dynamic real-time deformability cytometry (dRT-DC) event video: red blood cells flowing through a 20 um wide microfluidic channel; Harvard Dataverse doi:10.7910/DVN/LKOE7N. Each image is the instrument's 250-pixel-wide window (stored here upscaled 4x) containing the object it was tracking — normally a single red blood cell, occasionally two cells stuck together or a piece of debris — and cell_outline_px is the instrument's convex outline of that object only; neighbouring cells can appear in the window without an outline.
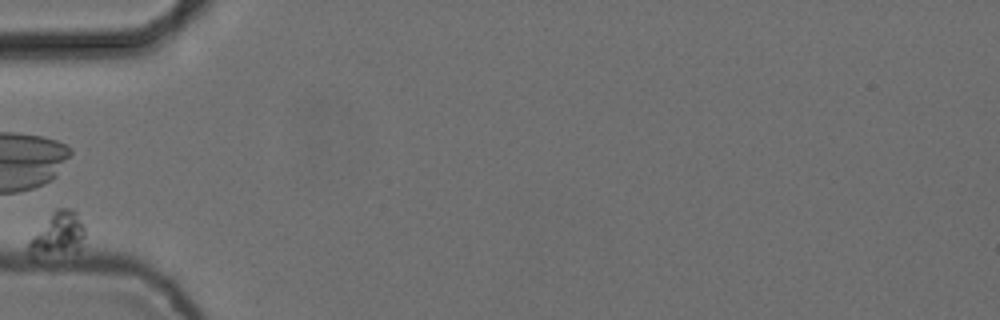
{"species": "common noctule bat (a hibernating species)", "species_latin": "Nyctalus noctula", "temperature_condition": "cold", "stored_images_in_passage": 9, "camera_frame_rate_fps": 3000, "um_per_image_px": 0.085, "animal": {"sex": "female", "body_mass_g": 24.6, "forearm_length_mm": 56.2}, "frame": {"image": 1, "passage_image": 6, "time_ms": 1.667, "image_size_px": [1000, 320], "cell_outline_px": [[84, 236], [80, 248], [76, 252], [28, 252], [28, 244], [32, 236], [52, 212], [56, 208], [72, 208], [76, 212], [84, 228]], "centroid_in_image_um": [4.98, 19.81], "position_along_channel_um": 80.0, "area_um2": 13.41}}
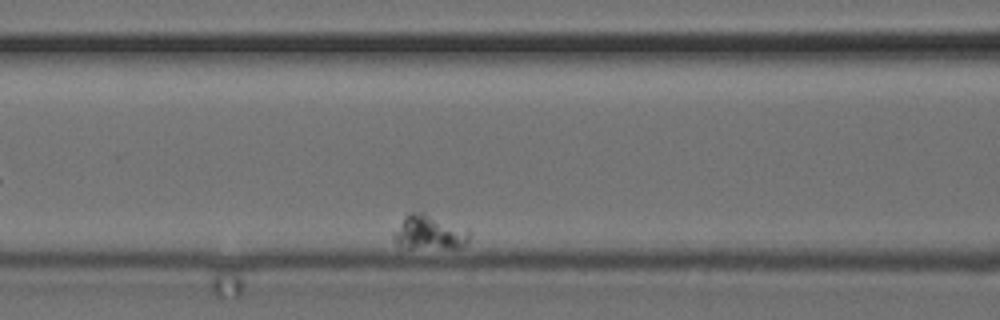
{"frame": {"image": 2, "passage_image": 8, "time_ms": 2.333, "image_size_px": [1000, 320], "cell_outline_px": [[472, 232], [468, 244], [456, 248], [408, 248], [396, 244], [392, 240], [392, 232], [404, 216], [412, 212], [424, 212], [468, 228]], "centroid_in_image_um": [36.51, 19.76], "position_along_channel_um": 130.1, "area_um2": 15.78}}
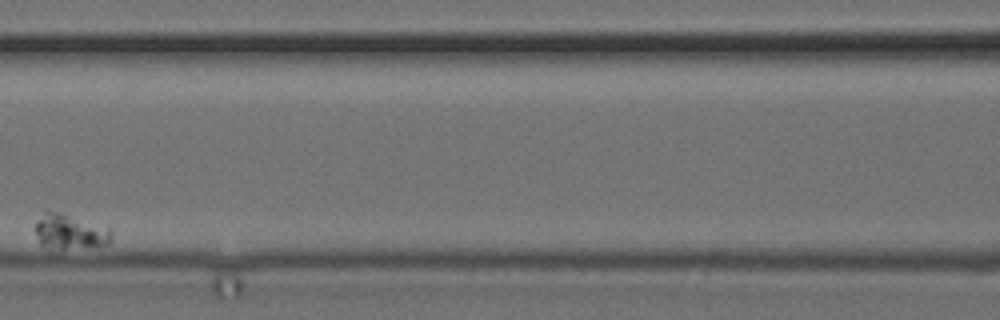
{"frame": {"image": 3, "passage_image": 9, "time_ms": 2.667, "image_size_px": [1000, 320], "cell_outline_px": [[112, 236], [108, 244], [64, 248], [60, 248], [40, 244], [36, 232], [36, 220], [44, 208], [60, 212], [112, 228]], "centroid_in_image_um": [5.93, 19.62], "position_along_channel_um": 160.7, "area_um2": 15.43}}